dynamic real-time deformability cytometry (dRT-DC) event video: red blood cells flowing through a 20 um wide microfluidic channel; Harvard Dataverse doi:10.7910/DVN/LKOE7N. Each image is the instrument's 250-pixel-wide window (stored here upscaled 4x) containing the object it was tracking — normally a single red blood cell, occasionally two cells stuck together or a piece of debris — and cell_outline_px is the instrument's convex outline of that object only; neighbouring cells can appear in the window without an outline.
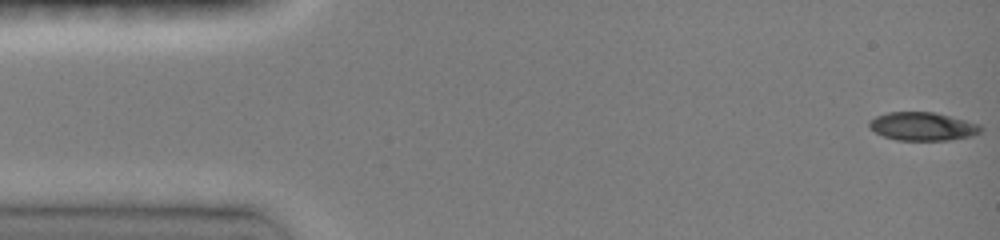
{"species": "common noctule bat (a hibernating species)", "species_latin": "Nyctalus noctula", "temperature_condition": "room temperature", "stored_images_in_passage": 19, "camera_frame_rate_fps": 3000, "um_per_image_px": 0.085, "animal": {"sex": "female", "body_mass_g": 19.0, "forearm_length_mm": 51.5}, "frame": {"image": 1, "passage_image": 1, "time_ms": 0.0, "image_size_px": [1000, 240], "cell_outline_px": [[984, 128], [980, 132], [972, 136], [948, 140], [896, 140], [884, 136], [868, 128], [868, 120], [876, 116], [888, 112], [936, 112], [980, 124]], "centroid_in_image_um": [78.42, 10.74], "position_along_channel_um": 6.6, "area_um2": 18.55}}
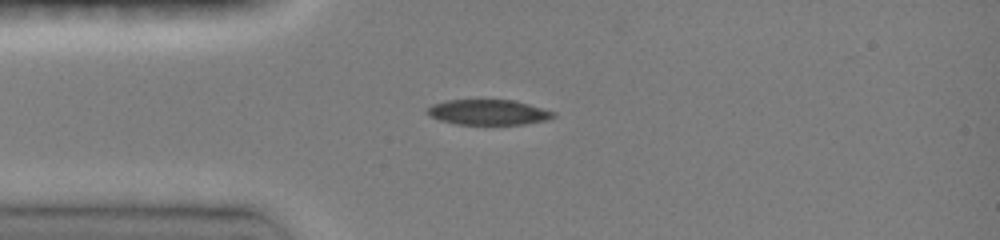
{"frame": {"image": 2, "passage_image": 10, "time_ms": 3.667, "image_size_px": [1000, 240], "cell_outline_px": [[556, 116], [548, 120], [524, 124], [456, 124], [440, 120], [428, 116], [424, 112], [432, 104], [448, 100], [512, 100], [528, 104], [556, 112]], "centroid_in_image_um": [41.49, 9.54], "position_along_channel_um": 43.5, "area_um2": 18.61}}
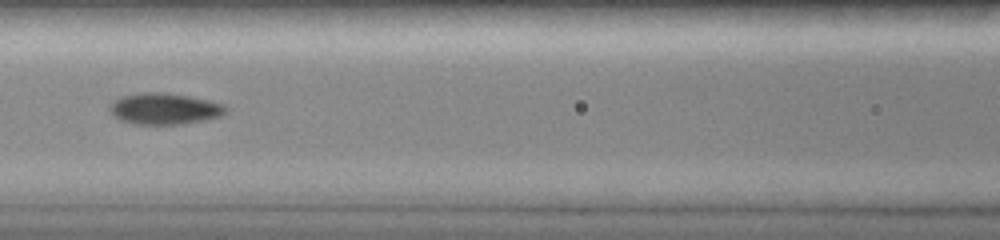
{"frame": {"image": 3, "passage_image": 17, "time_ms": 6.667, "image_size_px": [1000, 240], "cell_outline_px": [[228, 112], [220, 116], [204, 120], [184, 124], [136, 124], [120, 120], [112, 116], [108, 108], [108, 104], [112, 100], [120, 96], [140, 92], [160, 92], [188, 96], [208, 100], [224, 104], [228, 108]], "centroid_in_image_um": [13.93, 9.24], "position_along_channel_um": 152.7, "area_um2": 21.5}}